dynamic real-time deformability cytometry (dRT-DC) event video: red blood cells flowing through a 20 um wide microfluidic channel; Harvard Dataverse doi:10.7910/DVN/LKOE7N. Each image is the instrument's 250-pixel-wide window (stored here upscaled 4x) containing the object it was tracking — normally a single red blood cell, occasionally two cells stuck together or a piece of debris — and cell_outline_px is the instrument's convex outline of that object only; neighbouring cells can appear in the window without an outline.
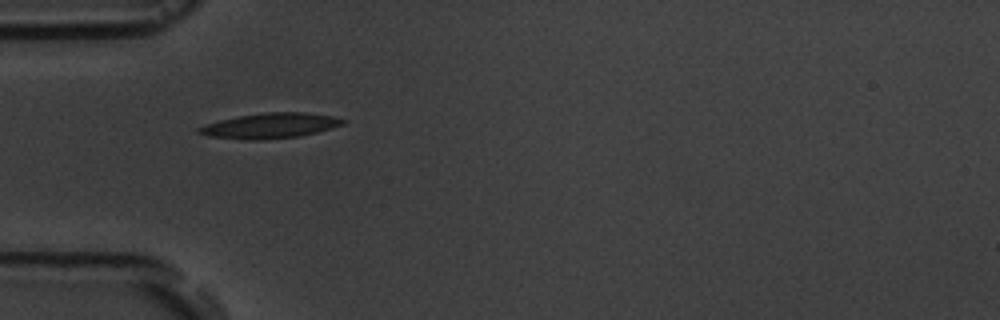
{"species": "common noctule bat (a hibernating species)", "species_latin": "Nyctalus noctula", "temperature_condition": "room temperature", "stored_images_in_passage": 6, "camera_frame_rate_fps": 3000, "um_per_image_px": 0.085, "animal": {"sex": "male", "body_mass_g": 19.5, "forearm_length_mm": 54.6}, "frame": {"image": 1, "passage_image": 5, "time_ms": 4.667, "image_size_px": [1000, 320], "cell_outline_px": [[344, 124], [332, 128], [300, 136], [264, 140], [248, 140], [208, 136], [196, 132], [196, 128], [220, 120], [240, 116], [264, 112], [304, 112], [332, 116], [344, 120]], "centroid_in_image_um": [22.95, 10.69], "position_along_channel_um": 62.1, "area_um2": 21.04}}
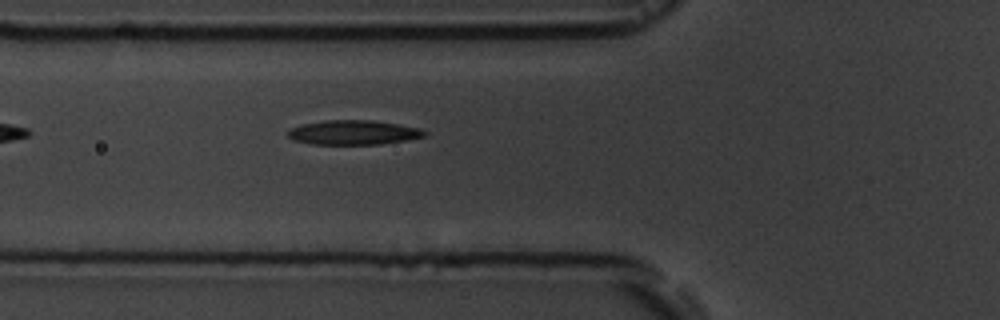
{"frame": {"image": 2, "passage_image": 6, "time_ms": 5.667, "image_size_px": [1000, 320], "cell_outline_px": [[428, 132], [424, 136], [404, 140], [380, 144], [312, 144], [292, 140], [288, 136], [288, 128], [300, 124], [324, 120], [372, 120], [396, 124], [416, 128]], "centroid_in_image_um": [29.94, 11.25], "position_along_channel_um": 95.9, "area_um2": 19.36}}